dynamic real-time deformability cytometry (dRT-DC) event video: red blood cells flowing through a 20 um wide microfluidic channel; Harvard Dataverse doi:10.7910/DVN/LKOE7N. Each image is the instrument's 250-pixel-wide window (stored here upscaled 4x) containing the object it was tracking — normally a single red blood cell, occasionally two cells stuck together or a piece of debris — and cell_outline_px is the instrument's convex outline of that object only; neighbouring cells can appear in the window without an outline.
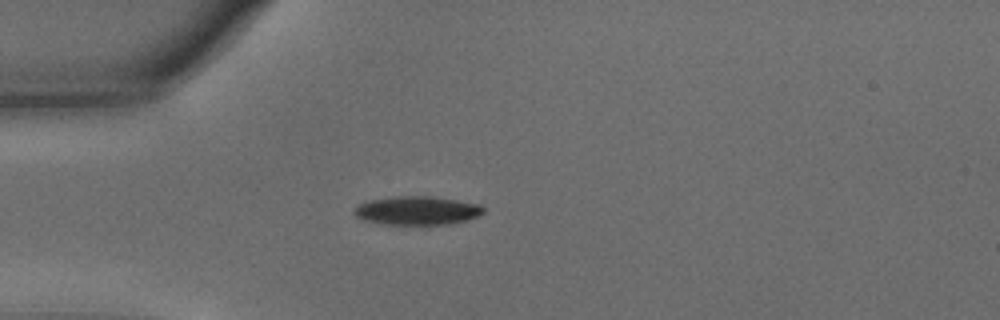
{"species": "common noctule bat (a hibernating species)", "species_latin": "Nyctalus noctula", "temperature_condition": "warm", "stored_images_in_passage": 42, "camera_frame_rate_fps": 3000, "um_per_image_px": 0.085, "animal": {"sex": "male", "body_mass_g": 15.6}, "frame": {"image": 1, "passage_image": 1, "time_ms": 0.0, "image_size_px": [1000, 320], "cell_outline_px": [[484, 212], [476, 216], [464, 220], [448, 224], [384, 224], [364, 220], [356, 216], [352, 212], [352, 208], [368, 200], [400, 196], [428, 196], [456, 200], [480, 204], [484, 208]], "centroid_in_image_um": [35.41, 17.89], "position_along_channel_um": 49.6, "area_um2": 21.33}}
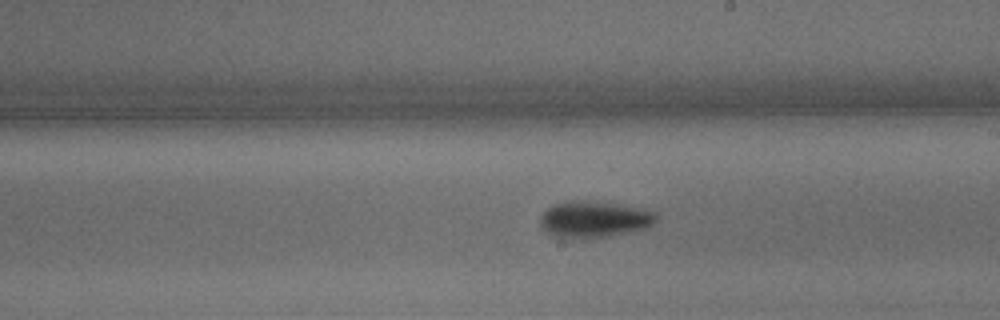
{"frame": {"image": 2, "passage_image": 18, "time_ms": 5.667, "image_size_px": [1000, 320], "cell_outline_px": [[656, 220], [648, 228], [604, 236], [556, 236], [548, 232], [540, 224], [540, 216], [552, 204], [580, 200], [616, 204], [656, 212]], "centroid_in_image_um": [50.51, 18.61], "position_along_channel_um": 238.5, "area_um2": 23.52}}
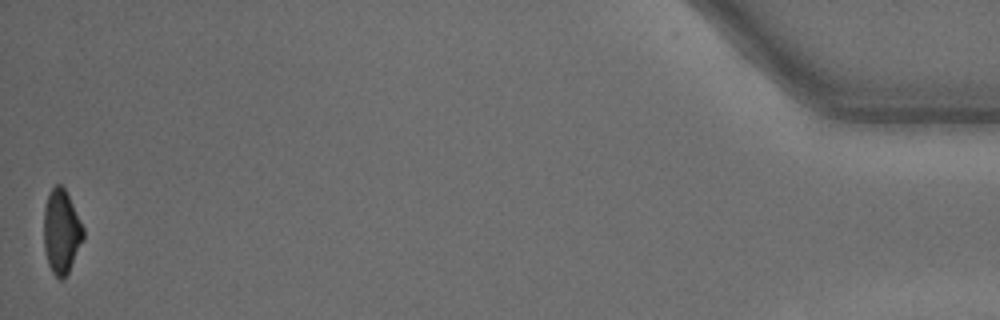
{"frame": {"image": 3, "passage_image": 42, "time_ms": 13.667, "image_size_px": [1000, 320], "cell_outline_px": [[84, 240], [68, 272], [60, 280], [52, 272], [48, 264], [44, 252], [44, 208], [48, 192], [56, 184], [60, 184], [64, 188], [84, 228]], "centroid_in_image_um": [5.21, 19.69], "position_along_channel_um": 430.0, "area_um2": 19.31}, "authors_computed_cell_mechanics": {"area_um2": 22.0507, "velocity_mm_per_s": 3.5561, "shape_relaxation_time_tau1_ms": 3.268, "shape_relaxation_time_tau2_ms": 3.4813, "deformation_change_tau1": 0.1645, "deformation_change_tau2": 0.0862}}